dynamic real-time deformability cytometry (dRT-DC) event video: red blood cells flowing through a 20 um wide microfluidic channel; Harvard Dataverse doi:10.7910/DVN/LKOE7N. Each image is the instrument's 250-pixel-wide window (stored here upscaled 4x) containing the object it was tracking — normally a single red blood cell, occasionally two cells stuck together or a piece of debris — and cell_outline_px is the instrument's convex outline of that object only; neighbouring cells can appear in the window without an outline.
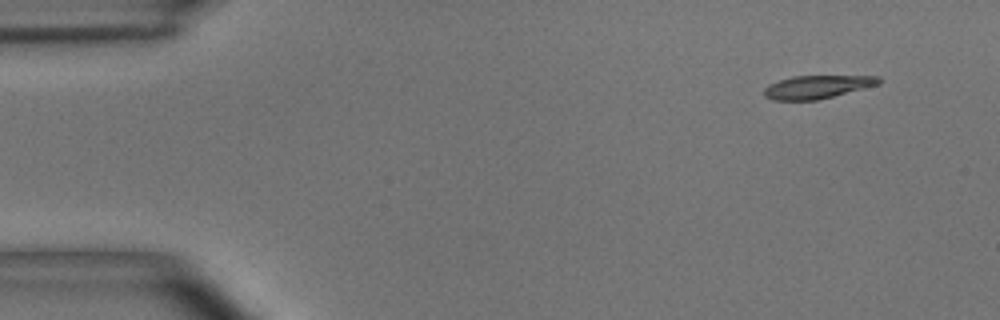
{"species": "common noctule bat (a hibernating species)", "species_latin": "Nyctalus noctula", "temperature_condition": "room temperature", "stored_images_in_passage": 5, "camera_frame_rate_fps": 3000, "um_per_image_px": 0.085, "animal": {"sex": "male", "body_mass_g": 15.6}, "frame": {"image": 1, "passage_image": 1, "time_ms": 0.0, "image_size_px": [1000, 320], "cell_outline_px": [[880, 84], [816, 100], [772, 100], [764, 96], [764, 88], [768, 84], [792, 76], [880, 76]], "centroid_in_image_um": [69.42, 7.38], "position_along_channel_um": 15.6, "area_um2": 15.32}}